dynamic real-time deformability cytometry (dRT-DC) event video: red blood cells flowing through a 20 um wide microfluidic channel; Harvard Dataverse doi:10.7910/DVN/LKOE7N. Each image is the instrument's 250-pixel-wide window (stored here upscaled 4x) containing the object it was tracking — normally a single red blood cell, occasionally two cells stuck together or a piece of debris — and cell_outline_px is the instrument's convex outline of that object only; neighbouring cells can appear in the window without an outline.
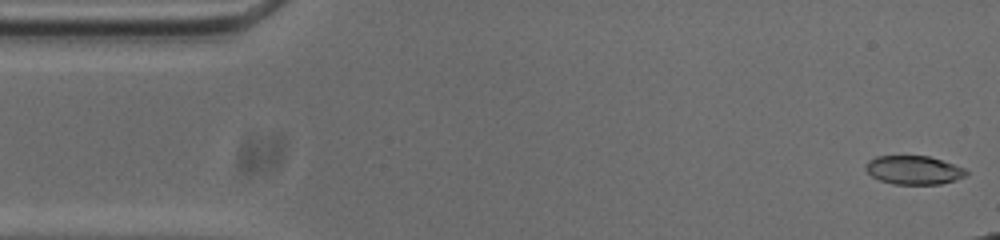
{"species": "common noctule bat (a hibernating species)", "species_latin": "Nyctalus noctula", "temperature_condition": "cold", "stored_images_in_passage": 12, "camera_frame_rate_fps": 3000, "um_per_image_px": 0.085, "animal": {"sex": "male", "body_mass_g": 20.0, "forearm_length_mm": 53.3}, "frame": {"image": 1, "passage_image": 1, "time_ms": 0.0, "image_size_px": [1000, 240], "cell_outline_px": [[968, 172], [964, 176], [956, 180], [940, 184], [892, 184], [880, 180], [872, 176], [864, 168], [864, 164], [868, 160], [876, 156], [928, 156], [964, 168]], "centroid_in_image_um": [77.62, 14.46], "position_along_channel_um": 7.4, "area_um2": 16.7}}